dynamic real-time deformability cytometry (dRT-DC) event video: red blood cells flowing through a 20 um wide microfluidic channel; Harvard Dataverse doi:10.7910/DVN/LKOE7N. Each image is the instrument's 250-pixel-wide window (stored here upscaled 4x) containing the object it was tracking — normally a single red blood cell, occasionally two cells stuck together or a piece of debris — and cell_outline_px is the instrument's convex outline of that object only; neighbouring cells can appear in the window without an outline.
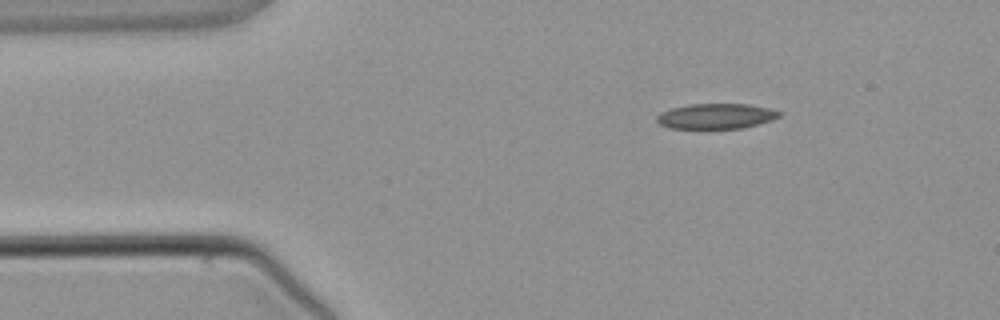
{"species": "common noctule bat (a hibernating species)", "species_latin": "Nyctalus noctula", "temperature_condition": "warm", "stored_images_in_passage": 3, "segment_of_instrument_passage": [1, 2], "camera_frame_rate_fps": 3000, "um_per_image_px": 0.085, "animal": {"sex": "male", "body_mass_g": 21.5, "forearm_length_mm": 52.0}, "frame": {"image": 1, "passage_image": 1, "time_ms": 0.0, "image_size_px": [1000, 320], "cell_outline_px": [[784, 112], [780, 116], [772, 120], [760, 124], [740, 128], [668, 128], [660, 124], [656, 120], [656, 116], [660, 112], [672, 108], [688, 104], [748, 104], [768, 108]], "centroid_in_image_um": [60.87, 9.87], "position_along_channel_um": 24.1, "area_um2": 18.09}}